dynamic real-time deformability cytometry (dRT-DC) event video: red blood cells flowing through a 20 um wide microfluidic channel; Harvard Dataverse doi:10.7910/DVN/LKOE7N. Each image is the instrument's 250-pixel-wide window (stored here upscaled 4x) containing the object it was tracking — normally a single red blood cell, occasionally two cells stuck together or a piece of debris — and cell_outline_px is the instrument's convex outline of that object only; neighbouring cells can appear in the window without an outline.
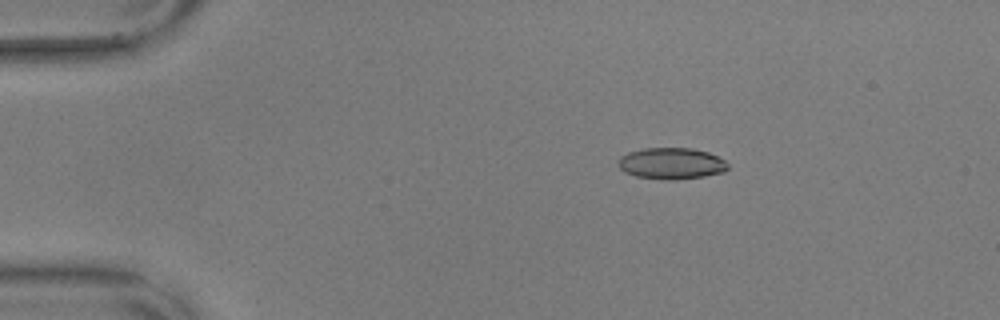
{"species": "common noctule bat (a hibernating species)", "species_latin": "Nyctalus noctula", "temperature_condition": "warm", "stored_images_in_passage": 49, "camera_frame_rate_fps": 3000, "um_per_image_px": 0.085, "animal": {"sex": "male", "body_mass_g": 17.9, "forearm_length_mm": 54.2}, "frame": {"image": 1, "passage_image": 3, "time_ms": 0.667, "image_size_px": [1000, 320], "cell_outline_px": [[728, 168], [724, 172], [704, 176], [676, 180], [664, 180], [636, 176], [624, 172], [620, 168], [620, 156], [628, 152], [644, 148], [692, 148], [708, 152], [724, 160], [728, 164]], "centroid_in_image_um": [57.08, 13.9], "position_along_channel_um": 27.9, "area_um2": 20.06}}
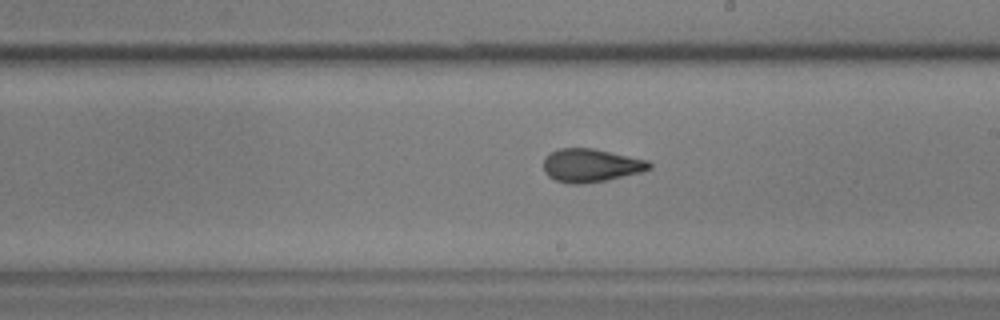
{"frame": {"image": 2, "passage_image": 26, "time_ms": 8.333, "image_size_px": [1000, 320], "cell_outline_px": [[652, 168], [640, 172], [604, 180], [580, 184], [568, 184], [556, 180], [548, 176], [544, 172], [544, 156], [560, 148], [592, 148], [648, 160], [652, 164]], "centroid_in_image_um": [50.2, 14.05], "position_along_channel_um": 238.8, "area_um2": 20.35}}
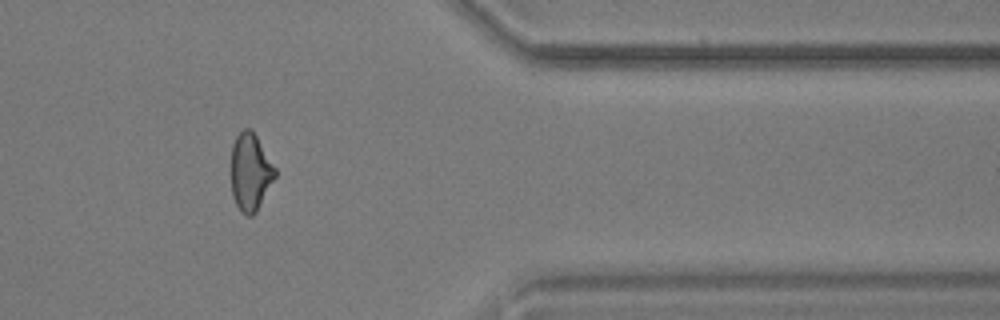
{"frame": {"image": 3, "passage_image": 40, "time_ms": 13.0, "image_size_px": [1000, 320], "cell_outline_px": [[276, 176], [256, 212], [252, 216], [248, 216], [240, 212], [232, 196], [232, 144], [236, 136], [244, 128], [252, 128], [276, 168]], "centroid_in_image_um": [21.29, 14.61], "position_along_channel_um": 390.1, "area_um2": 19.88}, "authors_computed_cell_mechanics": {"area_um2": 20.3456, "velocity_mm_per_s": 3.6016, "shape_relaxation_time_tau1_ms": 6.983, "shape_relaxation_time_tau2_ms": 1.3958, "deformation_change_tau1": 0.1755, "deformation_change_tau2": 0.0724}}